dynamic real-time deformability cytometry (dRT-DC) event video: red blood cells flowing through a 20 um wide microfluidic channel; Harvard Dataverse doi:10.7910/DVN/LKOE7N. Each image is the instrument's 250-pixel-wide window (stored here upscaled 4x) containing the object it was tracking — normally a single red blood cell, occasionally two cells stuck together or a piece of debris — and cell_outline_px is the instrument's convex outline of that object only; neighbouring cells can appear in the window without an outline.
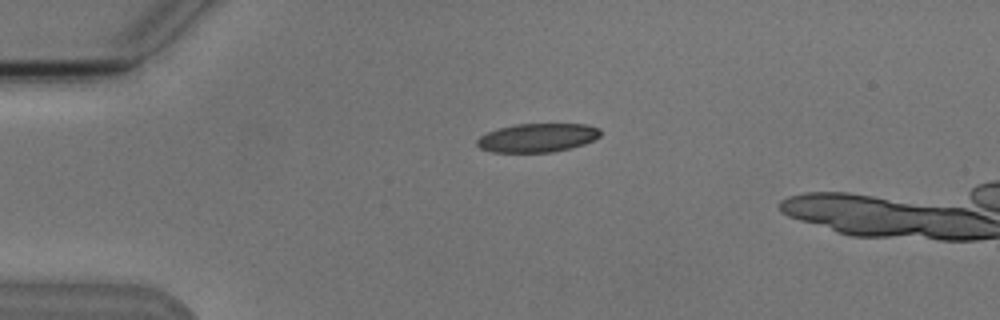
{"species": "Egyptian fruit bat (a non-hibernating species)", "species_latin": "Rousettus aegyptiacus", "temperature_condition": "cold", "stored_images_in_passage": 3, "camera_frame_rate_fps": 3000, "um_per_image_px": 0.085, "animal": {"sex": "male"}, "frame": {"image": 1, "passage_image": 2, "time_ms": 1.333, "image_size_px": [1000, 320], "cell_outline_px": [[600, 136], [584, 144], [552, 152], [492, 152], [480, 148], [476, 144], [476, 140], [480, 136], [496, 128], [516, 124], [588, 124], [600, 128]], "centroid_in_image_um": [45.66, 11.7], "position_along_channel_um": 39.3, "area_um2": 20.63}}